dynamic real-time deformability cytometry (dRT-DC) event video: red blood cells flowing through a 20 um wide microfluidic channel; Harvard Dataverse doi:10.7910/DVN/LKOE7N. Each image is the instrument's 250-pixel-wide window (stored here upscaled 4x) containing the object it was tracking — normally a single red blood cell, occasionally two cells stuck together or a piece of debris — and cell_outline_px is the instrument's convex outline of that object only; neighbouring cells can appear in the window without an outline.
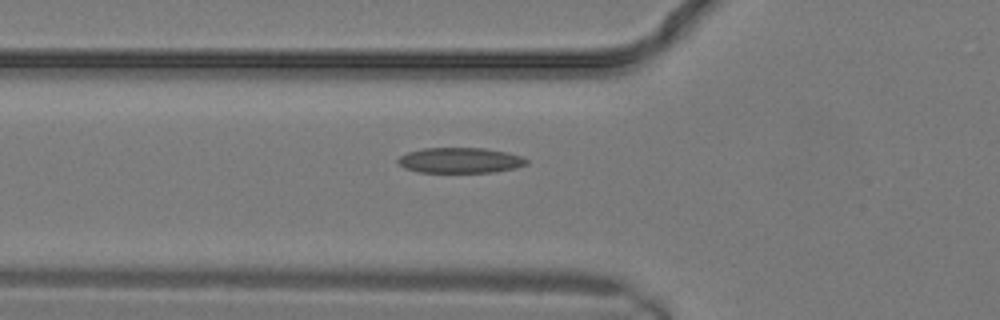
{"species": "common noctule bat (a hibernating species)", "species_latin": "Nyctalus noctula", "temperature_condition": "warm", "stored_images_in_passage": 4, "camera_frame_rate_fps": 3000, "um_per_image_px": 0.085, "animal": {"sex": "male", "body_mass_g": 19.2, "forearm_length_mm": 51.8}, "frame": {"image": 1, "passage_image": 2, "time_ms": 0.333, "image_size_px": [1000, 320], "cell_outline_px": [[528, 164], [516, 168], [496, 172], [416, 172], [404, 168], [396, 160], [400, 156], [408, 152], [424, 148], [484, 148], [504, 152], [520, 156], [528, 160]], "centroid_in_image_um": [39.1, 13.63], "position_along_channel_um": 86.7, "area_um2": 19.02}}
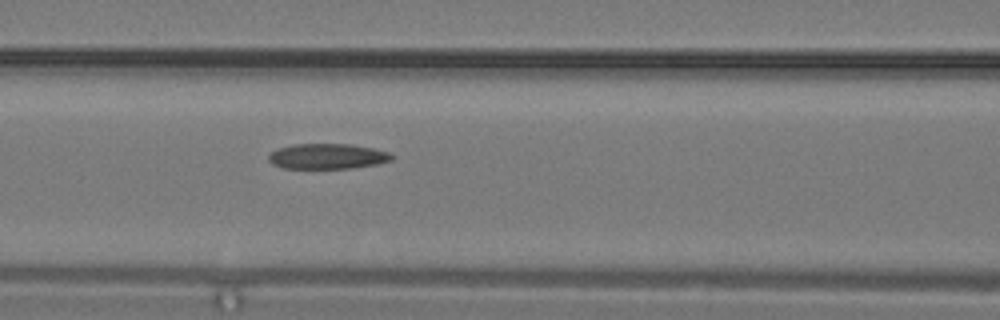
{"frame": {"image": 2, "passage_image": 4, "time_ms": 1.0, "image_size_px": [1000, 320], "cell_outline_px": [[392, 160], [376, 164], [352, 168], [284, 168], [272, 164], [268, 160], [268, 156], [276, 148], [292, 144], [352, 144], [372, 148], [388, 152], [392, 156]], "centroid_in_image_um": [27.79, 13.28], "position_along_channel_um": 138.8, "area_um2": 18.15}}